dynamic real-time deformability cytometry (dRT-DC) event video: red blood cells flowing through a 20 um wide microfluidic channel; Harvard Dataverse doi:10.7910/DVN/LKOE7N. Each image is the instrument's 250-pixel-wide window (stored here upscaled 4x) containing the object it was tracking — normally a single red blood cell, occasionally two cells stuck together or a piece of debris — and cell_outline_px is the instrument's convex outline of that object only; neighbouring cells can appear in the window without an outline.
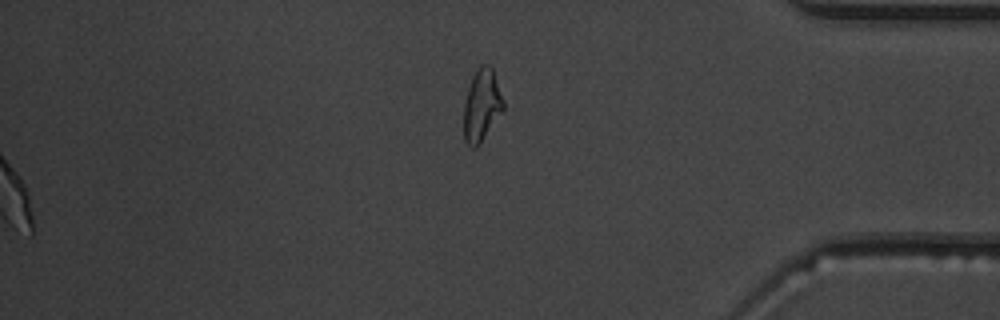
{"species": "common noctule bat (a hibernating species)", "species_latin": "Nyctalus noctula", "temperature_condition": "warm", "stored_images_in_passage": 54, "segment_of_instrument_passage": [2, 2], "camera_frame_rate_fps": 3000, "um_per_image_px": 0.085, "animal": {"sex": "male", "body_mass_g": 19.5, "forearm_length_mm": 54.6}, "frame": {"image": 1, "passage_image": 54, "time_ms": 17.667, "image_size_px": [1000, 320], "cell_outline_px": [[504, 108], [476, 148], [472, 148], [464, 140], [464, 104], [468, 88], [472, 76], [476, 68], [480, 64], [488, 64], [492, 68], [504, 100]], "centroid_in_image_um": [40.94, 8.91], "position_along_channel_um": 394.3, "area_um2": 16.47}}